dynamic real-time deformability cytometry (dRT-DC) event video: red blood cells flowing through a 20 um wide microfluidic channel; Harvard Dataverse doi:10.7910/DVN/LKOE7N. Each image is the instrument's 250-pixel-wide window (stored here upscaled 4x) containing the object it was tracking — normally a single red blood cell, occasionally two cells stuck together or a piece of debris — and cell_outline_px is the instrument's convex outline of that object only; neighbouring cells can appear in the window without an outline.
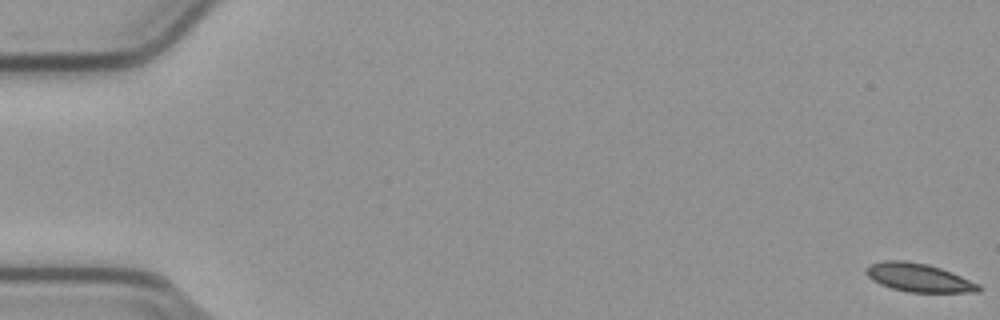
{"species": "common noctule bat (a hibernating species)", "species_latin": "Nyctalus noctula", "temperature_condition": "cold", "stored_images_in_passage": 55, "camera_frame_rate_fps": 3000, "um_per_image_px": 0.085, "animal": {"sex": "male", "body_mass_g": 23.1, "forearm_length_mm": 52.7}, "frame": {"image": 1, "passage_image": 1, "time_ms": 0.0, "image_size_px": [1000, 320], "cell_outline_px": [[984, 288], [980, 292], [908, 292], [892, 288], [880, 284], [872, 280], [864, 272], [864, 268], [868, 264], [884, 260], [904, 260], [928, 264], [952, 272], [980, 284]], "centroid_in_image_um": [78.09, 23.59], "position_along_channel_um": 6.9, "area_um2": 18.9}}
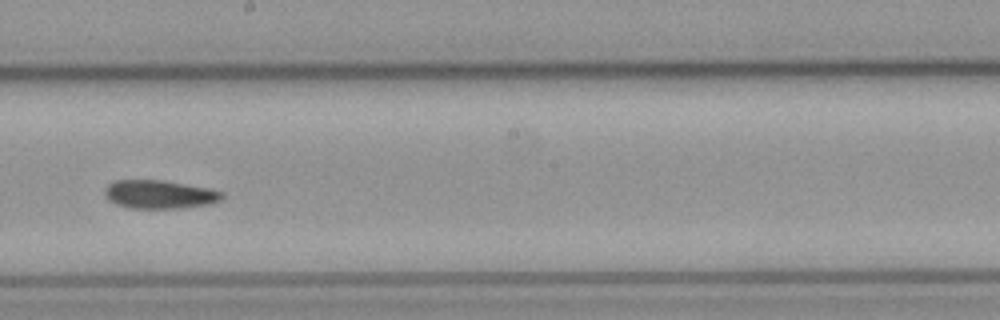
{"frame": {"image": 2, "passage_image": 32, "time_ms": 10.333, "image_size_px": [1000, 320], "cell_outline_px": [[224, 196], [220, 200], [208, 204], [180, 208], [128, 208], [116, 204], [108, 200], [104, 196], [104, 188], [112, 180], [164, 180], [208, 188], [224, 192]], "centroid_in_image_um": [13.51, 16.51], "position_along_channel_um": 234.7, "area_um2": 19.59}}
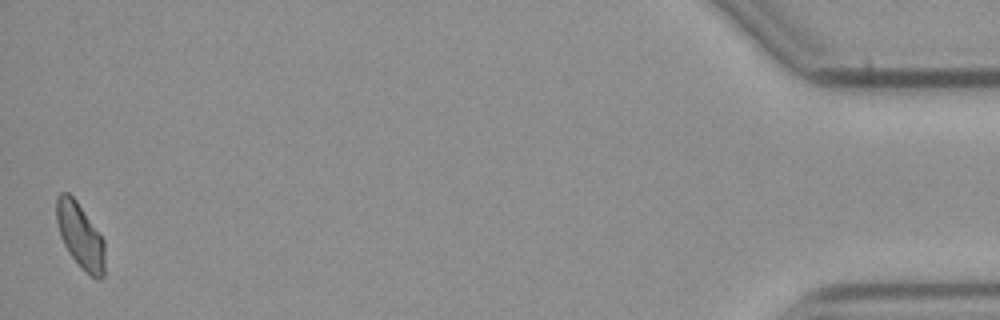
{"frame": {"image": 3, "passage_image": 55, "time_ms": 18.0, "image_size_px": [1000, 320], "cell_outline_px": [[104, 276], [100, 280], [96, 280], [88, 276], [68, 252], [60, 236], [56, 220], [56, 196], [60, 192], [68, 192], [76, 200], [104, 240]], "centroid_in_image_um": [6.81, 20.06], "position_along_channel_um": 428.4, "area_um2": 18.5}}